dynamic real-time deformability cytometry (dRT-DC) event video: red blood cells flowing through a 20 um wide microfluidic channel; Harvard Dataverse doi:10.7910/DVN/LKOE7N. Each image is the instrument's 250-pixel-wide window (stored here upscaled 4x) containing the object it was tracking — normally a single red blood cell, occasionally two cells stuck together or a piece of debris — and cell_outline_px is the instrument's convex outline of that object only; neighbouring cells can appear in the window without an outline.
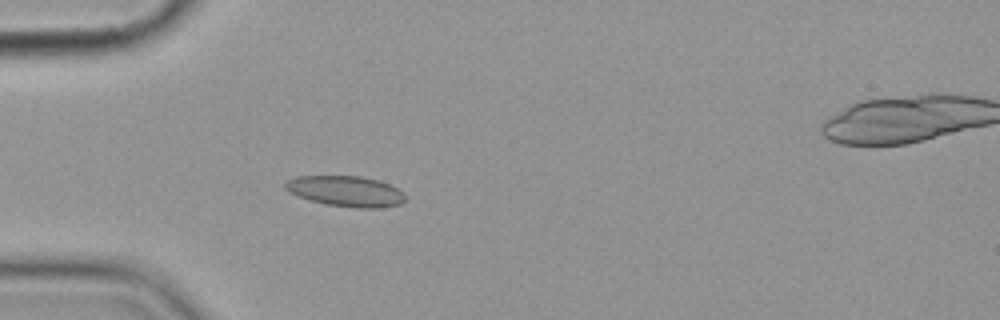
{"species": "common noctule bat (a hibernating species)", "species_latin": "Nyctalus noctula", "temperature_condition": "cold", "stored_images_in_passage": 5, "camera_frame_rate_fps": 3000, "um_per_image_px": 0.085, "animal": {"sex": "female", "body_mass_g": 19.9}, "frame": {"image": 1, "passage_image": 4, "time_ms": 3.667, "image_size_px": [1000, 320], "cell_outline_px": [[404, 200], [400, 204], [380, 208], [356, 208], [324, 204], [296, 196], [288, 192], [284, 188], [284, 184], [288, 180], [296, 176], [360, 176], [376, 180], [388, 184], [396, 188], [404, 196]], "centroid_in_image_um": [29.32, 16.26], "position_along_channel_um": 55.7, "area_um2": 21.33}}